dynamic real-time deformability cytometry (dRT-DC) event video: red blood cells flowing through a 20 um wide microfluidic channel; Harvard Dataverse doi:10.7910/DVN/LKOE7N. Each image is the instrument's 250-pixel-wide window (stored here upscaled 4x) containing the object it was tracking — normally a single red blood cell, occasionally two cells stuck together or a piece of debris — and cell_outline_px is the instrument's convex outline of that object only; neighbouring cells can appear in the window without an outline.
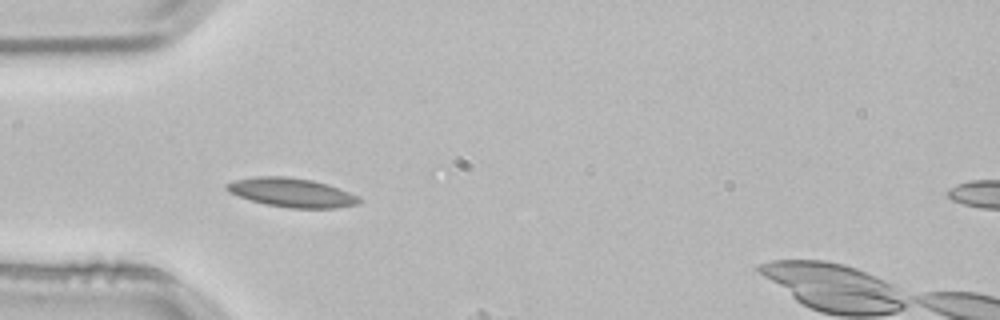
{"species": "common noctule bat (a hibernating species)", "species_latin": "Nyctalus noctula", "temperature_condition": "room temperature", "stored_images_in_passage": 5, "camera_frame_rate_fps": 3000, "um_per_image_px": 0.085, "animal": {"sex": "male", "body_mass_g": 21.5, "forearm_length_mm": 52.0}, "frame": {"image": 1, "passage_image": 3, "time_ms": 0.667, "image_size_px": [1000, 320], "cell_outline_px": [[364, 200], [360, 204], [336, 208], [288, 208], [264, 204], [228, 192], [224, 188], [224, 184], [232, 180], [256, 176], [284, 176], [312, 180], [328, 184], [360, 196]], "centroid_in_image_um": [24.81, 16.37], "position_along_channel_um": 60.2, "area_um2": 22.72}}